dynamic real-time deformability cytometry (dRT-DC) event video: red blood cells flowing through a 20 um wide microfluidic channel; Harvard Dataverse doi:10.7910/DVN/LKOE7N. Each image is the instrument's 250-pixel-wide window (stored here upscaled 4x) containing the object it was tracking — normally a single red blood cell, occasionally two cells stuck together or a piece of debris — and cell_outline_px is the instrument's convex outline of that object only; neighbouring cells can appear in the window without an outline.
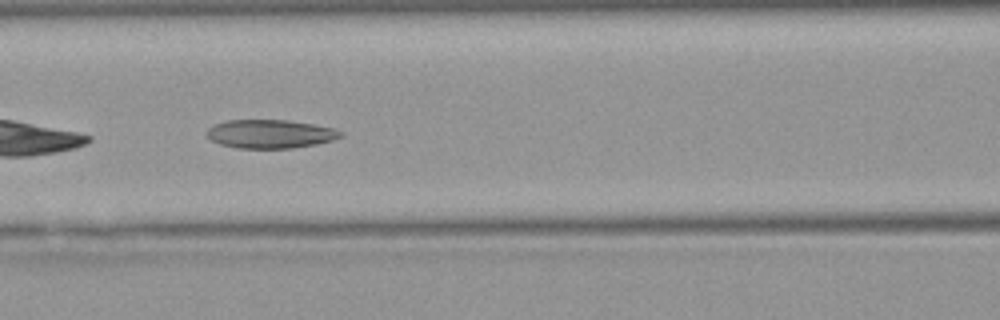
{"species": "Egyptian fruit bat (a non-hibernating species)", "species_latin": "Rousettus aegyptiacus", "temperature_condition": "warm", "stored_images_in_passage": 22, "camera_frame_rate_fps": 3000, "um_per_image_px": 0.085, "animal": {"sex": "female"}, "frame": {"image": 1, "passage_image": 7, "time_ms": 2.0, "image_size_px": [1000, 320], "cell_outline_px": [[344, 136], [332, 140], [316, 144], [292, 148], [236, 148], [220, 144], [212, 140], [204, 132], [208, 128], [216, 124], [228, 120], [288, 120], [336, 128], [344, 132]], "centroid_in_image_um": [23.0, 11.38], "position_along_channel_um": 143.6, "area_um2": 22.37}}
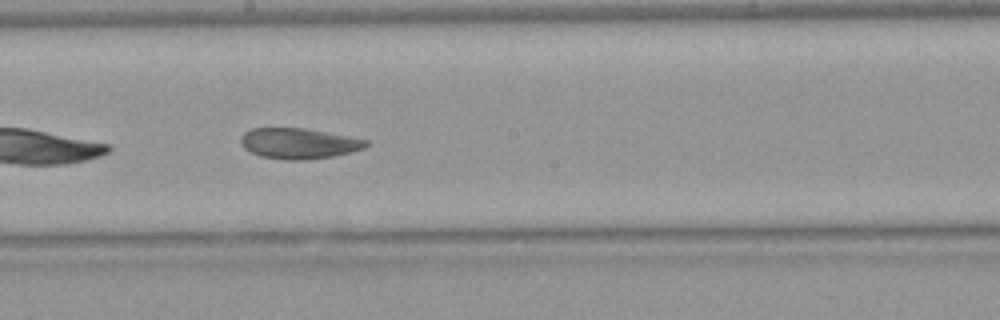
{"frame": {"image": 2, "passage_image": 13, "time_ms": 4.0, "image_size_px": [1000, 320], "cell_outline_px": [[368, 144], [364, 148], [332, 156], [308, 160], [284, 160], [260, 156], [244, 148], [240, 144], [240, 136], [244, 132], [252, 128], [300, 128], [348, 136], [368, 140]], "centroid_in_image_um": [25.34, 12.2], "position_along_channel_um": 222.9, "area_um2": 22.2}}
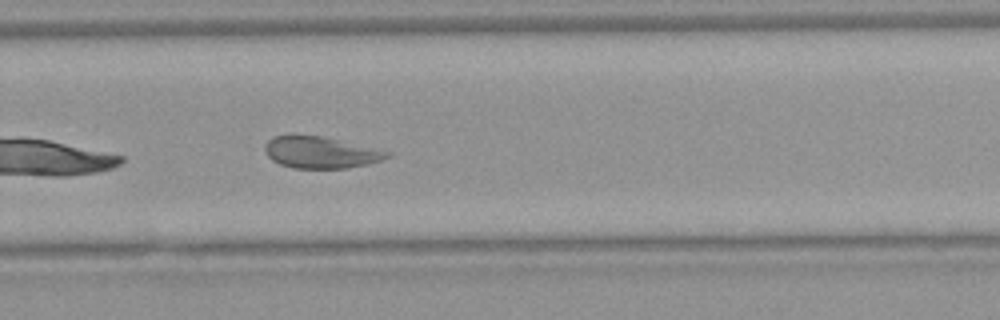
{"frame": {"image": 3, "passage_image": 19, "time_ms": 6.0, "image_size_px": [1000, 320], "cell_outline_px": [[392, 156], [380, 160], [364, 164], [344, 168], [292, 168], [280, 164], [272, 160], [268, 156], [264, 148], [264, 144], [272, 136], [292, 132], [320, 136], [392, 152]], "centroid_in_image_um": [27.15, 12.92], "position_along_channel_um": 302.6, "area_um2": 22.77}}